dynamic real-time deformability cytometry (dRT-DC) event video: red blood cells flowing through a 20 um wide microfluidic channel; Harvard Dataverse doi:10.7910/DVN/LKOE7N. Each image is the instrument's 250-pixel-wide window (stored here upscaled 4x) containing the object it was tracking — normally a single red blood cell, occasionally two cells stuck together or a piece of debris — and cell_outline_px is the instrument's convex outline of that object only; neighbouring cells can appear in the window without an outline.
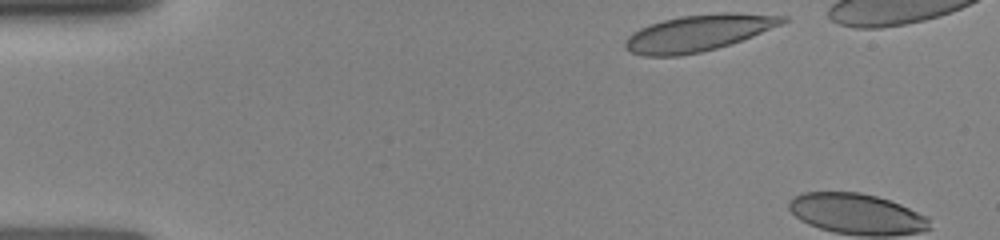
{"species": "human", "species_latin": "Homo sapiens", "temperature_condition": "room temperature", "stored_images_in_passage": 2, "camera_frame_rate_fps": 3000, "um_per_image_px": 0.085, "donor": {"sex": "female"}, "frame": {"image": 1, "passage_image": 1, "time_ms": 0.0, "image_size_px": [1000, 240], "cell_outline_px": [[788, 20], [780, 24], [752, 36], [716, 48], [700, 52], [680, 56], [644, 56], [632, 52], [624, 48], [624, 44], [628, 36], [632, 32], [640, 28], [664, 20], [680, 16], [724, 12], [728, 12], [788, 16]], "centroid_in_image_um": [59.32, 2.8], "position_along_channel_um": 25.7, "area_um2": 33.0}}